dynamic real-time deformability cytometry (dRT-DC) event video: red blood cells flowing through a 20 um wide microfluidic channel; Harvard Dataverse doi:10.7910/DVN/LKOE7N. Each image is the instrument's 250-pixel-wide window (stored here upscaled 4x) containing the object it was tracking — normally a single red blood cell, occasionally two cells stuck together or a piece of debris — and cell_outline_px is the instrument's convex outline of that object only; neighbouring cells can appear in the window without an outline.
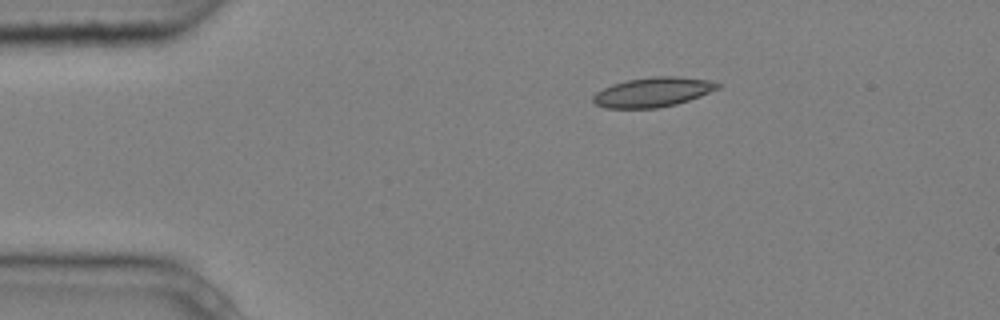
{"species": "common noctule bat (a hibernating species)", "species_latin": "Nyctalus noctula", "temperature_condition": "cold", "stored_images_in_passage": 2, "camera_frame_rate_fps": 3000, "um_per_image_px": 0.085, "animal": {"sex": "male", "body_mass_g": 20.4}, "frame": {"image": 1, "passage_image": 1, "time_ms": 0.0, "image_size_px": [1000, 320], "cell_outline_px": [[720, 88], [700, 96], [676, 104], [656, 108], [604, 108], [596, 104], [592, 100], [592, 96], [596, 92], [612, 84], [628, 80], [656, 76], [676, 76], [708, 80], [720, 84]], "centroid_in_image_um": [55.48, 7.83], "position_along_channel_um": 29.5, "area_um2": 21.33}}